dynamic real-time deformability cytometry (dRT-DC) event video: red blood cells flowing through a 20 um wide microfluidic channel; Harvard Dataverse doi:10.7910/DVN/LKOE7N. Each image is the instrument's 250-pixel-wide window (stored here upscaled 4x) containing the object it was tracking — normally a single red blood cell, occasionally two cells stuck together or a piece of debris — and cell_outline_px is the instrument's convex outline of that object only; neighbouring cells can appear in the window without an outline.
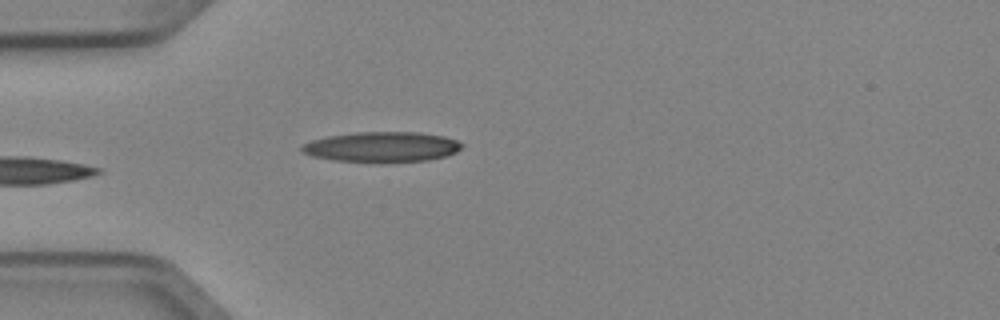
{"species": "Egyptian fruit bat (a non-hibernating species)", "species_latin": "Rousettus aegyptiacus", "temperature_condition": "cold", "stored_images_in_passage": 4, "camera_frame_rate_fps": 3000, "um_per_image_px": 0.085, "animal": {"sex": "female"}, "frame": {"image": 1, "passage_image": 4, "time_ms": 1.0, "image_size_px": [1000, 320], "cell_outline_px": [[464, 144], [456, 152], [444, 156], [428, 160], [336, 160], [312, 156], [304, 152], [300, 148], [304, 144], [312, 140], [328, 136], [356, 132], [420, 132], [444, 136], [456, 140]], "centroid_in_image_um": [32.48, 12.44], "position_along_channel_um": 52.5, "area_um2": 27.22}}